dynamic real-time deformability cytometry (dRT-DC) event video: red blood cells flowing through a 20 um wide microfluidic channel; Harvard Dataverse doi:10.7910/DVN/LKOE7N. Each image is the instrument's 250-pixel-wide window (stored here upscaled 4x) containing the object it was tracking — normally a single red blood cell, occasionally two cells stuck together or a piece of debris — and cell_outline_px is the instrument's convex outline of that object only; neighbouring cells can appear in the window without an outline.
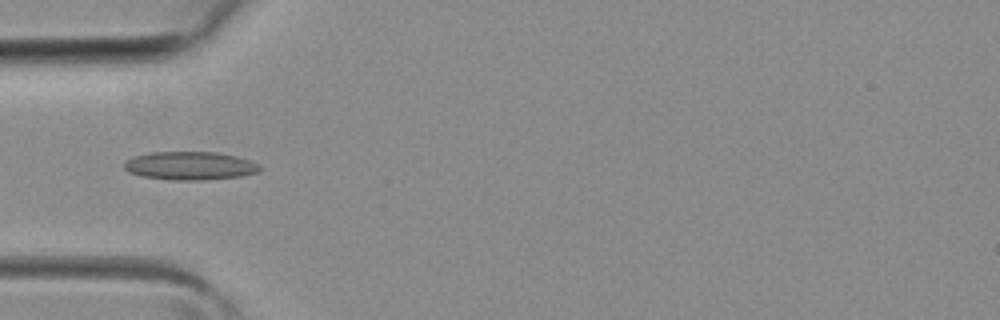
{"species": "common noctule bat (a hibernating species)", "species_latin": "Nyctalus noctula", "temperature_condition": "room temperature", "stored_images_in_passage": 4, "camera_frame_rate_fps": 3000, "um_per_image_px": 0.085, "animal": {"sex": "female", "body_mass_g": 19.3, "forearm_length_mm": 54.1}, "frame": {"image": 1, "passage_image": 4, "time_ms": 1.0, "image_size_px": [1000, 320], "cell_outline_px": [[260, 172], [244, 176], [204, 180], [172, 180], [140, 176], [128, 172], [124, 168], [124, 160], [132, 156], [152, 152], [216, 152], [236, 156], [260, 164]], "centroid_in_image_um": [16.13, 14.09], "position_along_channel_um": 68.9, "area_um2": 22.66}}